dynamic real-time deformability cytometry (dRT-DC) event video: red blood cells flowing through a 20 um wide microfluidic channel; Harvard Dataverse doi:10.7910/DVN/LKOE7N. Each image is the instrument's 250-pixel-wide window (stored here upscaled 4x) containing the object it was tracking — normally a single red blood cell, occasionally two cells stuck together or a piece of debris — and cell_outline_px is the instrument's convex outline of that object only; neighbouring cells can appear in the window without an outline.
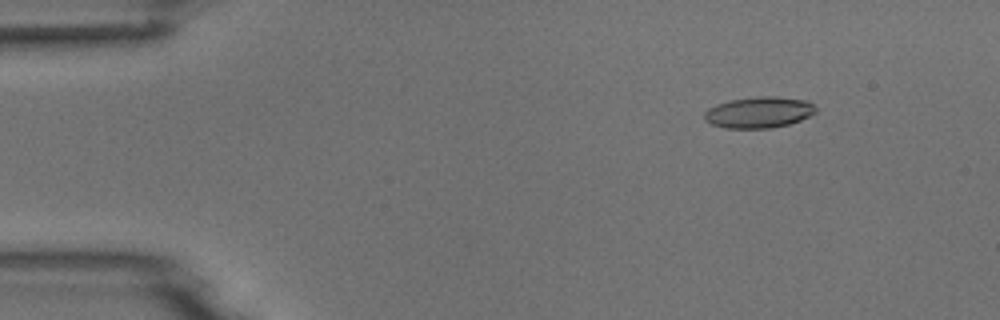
{"species": "common noctule bat (a hibernating species)", "species_latin": "Nyctalus noctula", "temperature_condition": "room temperature", "stored_images_in_passage": 6, "camera_frame_rate_fps": 3000, "um_per_image_px": 0.085, "animal": {"sex": "male", "body_mass_g": 18.8}, "frame": {"image": 1, "passage_image": 2, "time_ms": 1.0, "image_size_px": [1000, 320], "cell_outline_px": [[816, 112], [800, 120], [788, 124], [768, 128], [724, 128], [712, 124], [704, 120], [704, 112], [708, 108], [716, 104], [728, 100], [760, 96], [776, 96], [808, 100], [816, 108]], "centroid_in_image_um": [64.48, 9.54], "position_along_channel_um": 20.5, "area_um2": 20.29}}
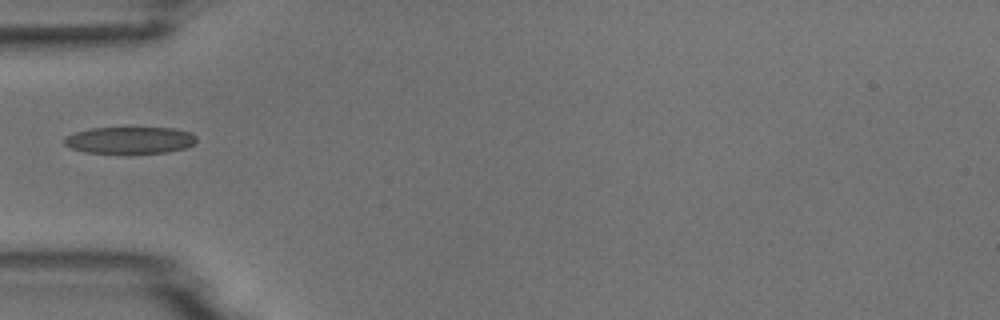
{"frame": {"image": 2, "passage_image": 5, "time_ms": 4.667, "image_size_px": [1000, 320], "cell_outline_px": [[196, 140], [188, 148], [168, 152], [132, 156], [128, 156], [84, 152], [72, 148], [64, 144], [64, 136], [76, 132], [92, 128], [172, 128], [192, 132], [196, 136]], "centroid_in_image_um": [11.05, 11.97], "position_along_channel_um": 74.0, "area_um2": 21.68}}